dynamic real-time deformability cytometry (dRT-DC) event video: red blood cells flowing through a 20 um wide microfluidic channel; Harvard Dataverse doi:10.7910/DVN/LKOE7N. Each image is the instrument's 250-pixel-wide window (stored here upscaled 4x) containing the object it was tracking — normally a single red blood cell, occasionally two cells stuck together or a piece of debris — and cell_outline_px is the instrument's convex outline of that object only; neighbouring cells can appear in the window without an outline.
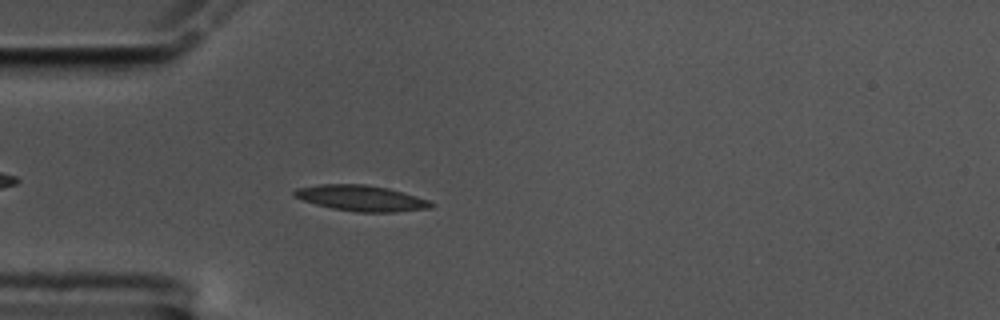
{"species": "common noctule bat (a hibernating species)", "species_latin": "Nyctalus noctula", "temperature_condition": "cold", "stored_images_in_passage": 48, "camera_frame_rate_fps": 3000, "um_per_image_px": 0.085, "animal": {"sex": "male", "body_mass_g": 17.5, "forearm_length_mm": 52.3}, "frame": {"image": 1, "passage_image": 7, "time_ms": 2.0, "image_size_px": [1000, 320], "cell_outline_px": [[436, 204], [432, 208], [396, 212], [356, 212], [332, 208], [316, 204], [292, 196], [292, 192], [296, 188], [320, 184], [364, 184], [388, 188], [416, 196], [428, 200]], "centroid_in_image_um": [30.71, 16.84], "position_along_channel_um": 54.3, "area_um2": 20.58}}
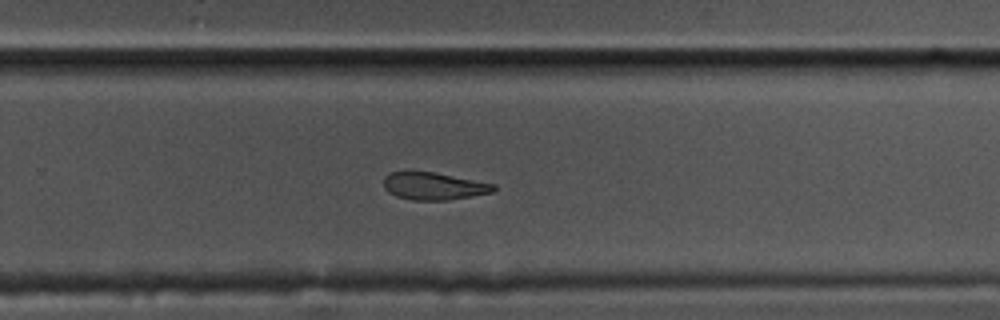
{"frame": {"image": 2, "passage_image": 28, "time_ms": 9.0, "image_size_px": [1000, 320], "cell_outline_px": [[496, 188], [492, 192], [448, 200], [412, 200], [396, 196], [388, 192], [384, 188], [384, 176], [388, 172], [404, 168], [412, 168], [436, 172], [496, 184]], "centroid_in_image_um": [36.77, 15.75], "position_along_channel_um": 293.0, "area_um2": 18.38}}
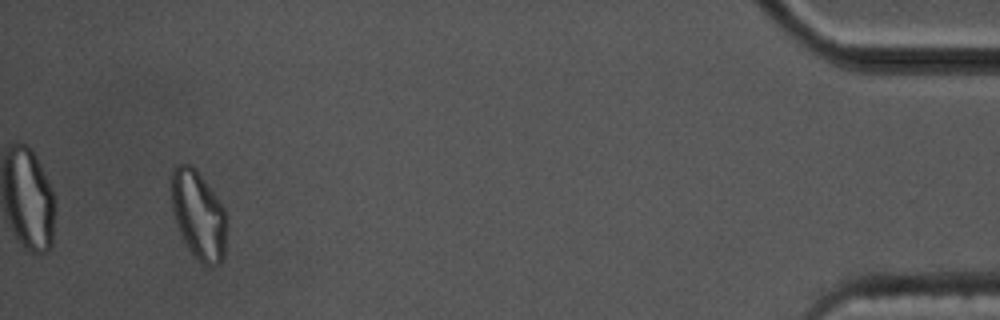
{"frame": {"image": 3, "passage_image": 45, "time_ms": 14.667, "image_size_px": [1000, 320], "cell_outline_px": [[228, 224], [224, 256], [220, 264], [204, 264], [188, 248], [180, 232], [172, 212], [168, 180], [172, 168], [176, 164], [188, 164], [196, 168], [224, 208]], "centroid_in_image_um": [16.84, 18.2], "position_along_channel_um": 418.4, "area_um2": 29.02}, "authors_computed_cell_mechanics": {"area_um2": 19.1607, "velocity_mm_per_s": 3.5061, "shape_relaxation_time_tau1_ms": null, "shape_relaxation_time_tau2_ms": 8.4386, "deformation_change_tau1": null, "deformation_change_tau2": 0.1679}}